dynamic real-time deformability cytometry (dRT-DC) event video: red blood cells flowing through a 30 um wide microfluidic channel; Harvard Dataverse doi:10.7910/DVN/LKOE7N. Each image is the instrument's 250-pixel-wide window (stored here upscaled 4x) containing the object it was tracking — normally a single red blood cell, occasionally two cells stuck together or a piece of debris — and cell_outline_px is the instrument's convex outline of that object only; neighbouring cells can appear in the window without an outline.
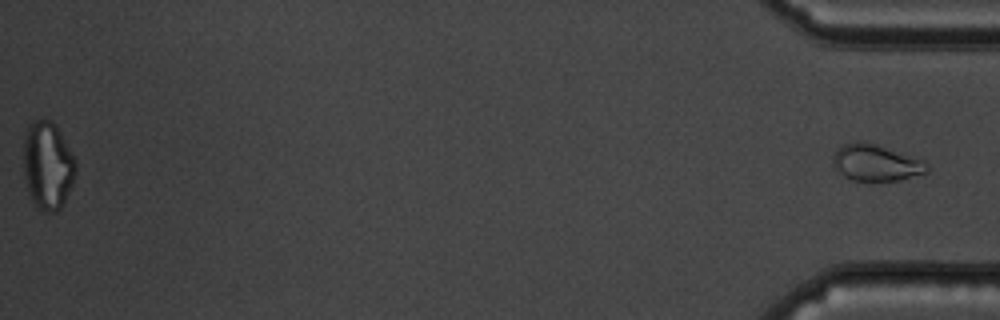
{"species": "common noctule bat (a hibernating species)", "species_latin": "Nyctalus noctula", "temperature_condition": "cold", "stored_images_in_passage": 46, "segment_of_instrument_passage": [2, 2], "camera_frame_rate_fps": 3000, "um_per_image_px": 0.085, "animal": {"sex": "male", "body_mass_g": 19.5, "forearm_length_mm": 54.6}, "frame": {"image": 1, "passage_image": 46, "time_ms": 15.0, "image_size_px": [1000, 320], "cell_outline_px": [[928, 172], [900, 180], [852, 180], [844, 176], [832, 164], [832, 156], [836, 148], [844, 144], [860, 140], [916, 156], [924, 160], [928, 168]], "centroid_in_image_um": [74.45, 13.81], "position_along_channel_um": 360.8, "area_um2": 20.06}}